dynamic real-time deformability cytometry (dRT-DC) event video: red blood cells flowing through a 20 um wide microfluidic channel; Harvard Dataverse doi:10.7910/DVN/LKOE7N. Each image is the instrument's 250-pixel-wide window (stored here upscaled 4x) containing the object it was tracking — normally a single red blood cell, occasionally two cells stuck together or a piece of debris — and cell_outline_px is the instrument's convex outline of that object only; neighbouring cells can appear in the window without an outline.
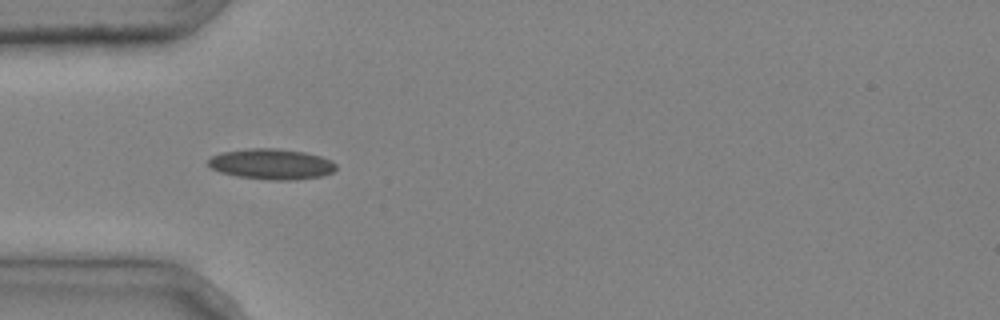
{"species": "common noctule bat (a hibernating species)", "species_latin": "Nyctalus noctula", "temperature_condition": "cold", "stored_images_in_passage": 6, "camera_frame_rate_fps": 3000, "um_per_image_px": 0.085, "animal": {"sex": "male", "body_mass_g": 20.4}, "frame": {"image": 1, "passage_image": 3, "time_ms": 0.667, "image_size_px": [1000, 320], "cell_outline_px": [[336, 168], [332, 172], [320, 176], [296, 180], [268, 180], [236, 176], [220, 172], [212, 168], [208, 164], [208, 160], [212, 156], [220, 152], [248, 148], [276, 148], [304, 152], [320, 156], [332, 160], [336, 164]], "centroid_in_image_um": [23.07, 13.94], "position_along_channel_um": 61.9, "area_um2": 22.89}}